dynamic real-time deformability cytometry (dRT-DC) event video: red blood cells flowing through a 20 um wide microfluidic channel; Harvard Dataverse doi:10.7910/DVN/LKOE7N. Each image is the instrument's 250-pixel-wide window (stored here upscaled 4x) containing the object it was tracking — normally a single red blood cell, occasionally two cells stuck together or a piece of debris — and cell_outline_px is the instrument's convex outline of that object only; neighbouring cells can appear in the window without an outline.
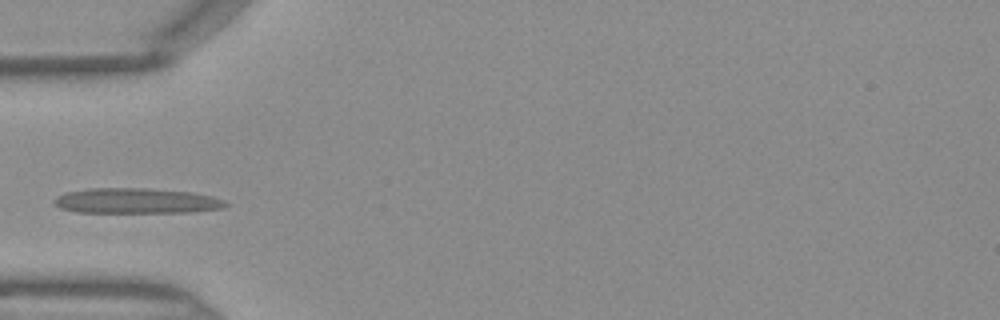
{"species": "Egyptian fruit bat (a non-hibernating species)", "species_latin": "Rousettus aegyptiacus", "temperature_condition": "warm", "stored_images_in_passage": 25, "camera_frame_rate_fps": 3000, "um_per_image_px": 0.085, "frame": {"image": 1, "passage_image": 1, "time_ms": 0.0, "image_size_px": [1000, 320], "cell_outline_px": [[228, 204], [224, 208], [192, 212], [76, 212], [60, 208], [52, 200], [56, 196], [64, 192], [88, 188], [144, 188], [192, 192], [212, 196], [224, 200]], "centroid_in_image_um": [11.57, 17.07], "position_along_channel_um": 73.4, "area_um2": 25.37}}
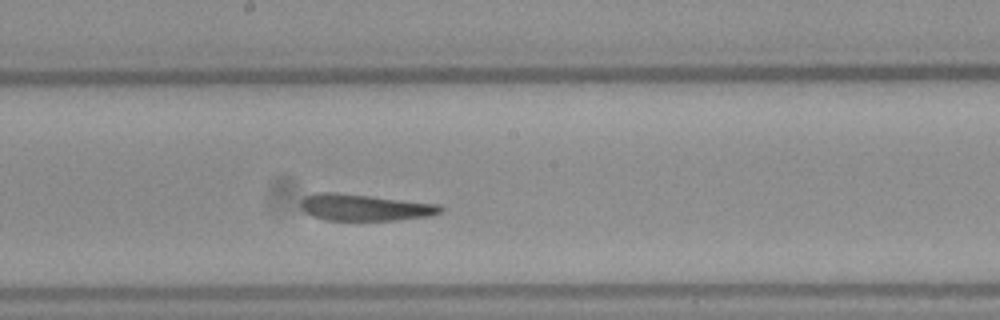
{"frame": {"image": 2, "passage_image": 11, "time_ms": 3.333, "image_size_px": [1000, 320], "cell_outline_px": [[444, 208], [440, 212], [428, 216], [396, 220], [324, 220], [312, 216], [304, 212], [300, 208], [300, 200], [304, 196], [316, 192], [336, 192], [440, 204]], "centroid_in_image_um": [30.93, 17.62], "position_along_channel_um": 217.3, "area_um2": 21.79}}
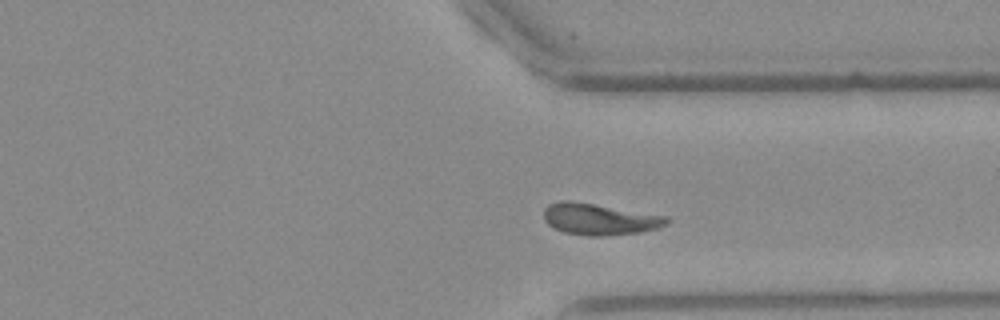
{"frame": {"image": 3, "passage_image": 21, "time_ms": 6.667, "image_size_px": [1000, 320], "cell_outline_px": [[668, 224], [656, 228], [640, 232], [604, 236], [588, 236], [564, 232], [552, 228], [544, 220], [544, 208], [548, 204], [560, 200], [568, 200], [668, 216]], "centroid_in_image_um": [50.91, 18.63], "position_along_channel_um": 360.5, "area_um2": 22.48}}